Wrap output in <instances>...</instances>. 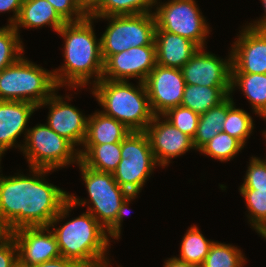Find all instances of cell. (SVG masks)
<instances>
[{
  "instance_id": "obj_1",
  "label": "cell",
  "mask_w": 266,
  "mask_h": 267,
  "mask_svg": "<svg viewBox=\"0 0 266 267\" xmlns=\"http://www.w3.org/2000/svg\"><path fill=\"white\" fill-rule=\"evenodd\" d=\"M29 171L32 176L19 172L5 177L0 174V218L11 232L22 227L49 226L69 200L68 192L45 179L54 170Z\"/></svg>"
},
{
  "instance_id": "obj_2",
  "label": "cell",
  "mask_w": 266,
  "mask_h": 267,
  "mask_svg": "<svg viewBox=\"0 0 266 267\" xmlns=\"http://www.w3.org/2000/svg\"><path fill=\"white\" fill-rule=\"evenodd\" d=\"M93 21L87 16L82 21L65 23L57 32L64 39V64L53 69L59 89L64 86L69 90L81 89L102 79L104 60Z\"/></svg>"
},
{
  "instance_id": "obj_3",
  "label": "cell",
  "mask_w": 266,
  "mask_h": 267,
  "mask_svg": "<svg viewBox=\"0 0 266 267\" xmlns=\"http://www.w3.org/2000/svg\"><path fill=\"white\" fill-rule=\"evenodd\" d=\"M74 205L68 200L49 224L54 233L62 257L72 259L87 267H110L108 249L110 239L106 229L89 212L60 224L69 217ZM56 227V228H55Z\"/></svg>"
},
{
  "instance_id": "obj_4",
  "label": "cell",
  "mask_w": 266,
  "mask_h": 267,
  "mask_svg": "<svg viewBox=\"0 0 266 267\" xmlns=\"http://www.w3.org/2000/svg\"><path fill=\"white\" fill-rule=\"evenodd\" d=\"M91 93L107 116L123 123L131 131H145L153 120L146 86L138 81L135 87L129 81L101 79L92 86Z\"/></svg>"
},
{
  "instance_id": "obj_5",
  "label": "cell",
  "mask_w": 266,
  "mask_h": 267,
  "mask_svg": "<svg viewBox=\"0 0 266 267\" xmlns=\"http://www.w3.org/2000/svg\"><path fill=\"white\" fill-rule=\"evenodd\" d=\"M59 88L49 71L22 55L0 71V100L26 101L37 107Z\"/></svg>"
},
{
  "instance_id": "obj_6",
  "label": "cell",
  "mask_w": 266,
  "mask_h": 267,
  "mask_svg": "<svg viewBox=\"0 0 266 267\" xmlns=\"http://www.w3.org/2000/svg\"><path fill=\"white\" fill-rule=\"evenodd\" d=\"M77 165L81 171L89 199L82 200L74 194H69V201L75 208L76 206H88L87 212L91 213L107 229L115 221L118 209L130 193L118 185L113 173L93 170L86 167L81 161Z\"/></svg>"
},
{
  "instance_id": "obj_7",
  "label": "cell",
  "mask_w": 266,
  "mask_h": 267,
  "mask_svg": "<svg viewBox=\"0 0 266 267\" xmlns=\"http://www.w3.org/2000/svg\"><path fill=\"white\" fill-rule=\"evenodd\" d=\"M29 168L62 169L80 162L79 150L46 123L29 128L21 151Z\"/></svg>"
},
{
  "instance_id": "obj_8",
  "label": "cell",
  "mask_w": 266,
  "mask_h": 267,
  "mask_svg": "<svg viewBox=\"0 0 266 267\" xmlns=\"http://www.w3.org/2000/svg\"><path fill=\"white\" fill-rule=\"evenodd\" d=\"M91 18L108 20L106 30L100 36L104 61L109 56L121 53L131 47L155 45L156 19L154 13Z\"/></svg>"
},
{
  "instance_id": "obj_9",
  "label": "cell",
  "mask_w": 266,
  "mask_h": 267,
  "mask_svg": "<svg viewBox=\"0 0 266 267\" xmlns=\"http://www.w3.org/2000/svg\"><path fill=\"white\" fill-rule=\"evenodd\" d=\"M160 166L144 131H131L121 141V161L113 172L120 187L130 194H140L143 186Z\"/></svg>"
},
{
  "instance_id": "obj_10",
  "label": "cell",
  "mask_w": 266,
  "mask_h": 267,
  "mask_svg": "<svg viewBox=\"0 0 266 267\" xmlns=\"http://www.w3.org/2000/svg\"><path fill=\"white\" fill-rule=\"evenodd\" d=\"M158 1L156 0L157 7L153 10L156 19L155 31H167L185 37L200 48L206 46L211 27L196 0H168L165 3Z\"/></svg>"
},
{
  "instance_id": "obj_11",
  "label": "cell",
  "mask_w": 266,
  "mask_h": 267,
  "mask_svg": "<svg viewBox=\"0 0 266 267\" xmlns=\"http://www.w3.org/2000/svg\"><path fill=\"white\" fill-rule=\"evenodd\" d=\"M144 84L154 115H163L169 109L181 106L186 85L181 69L156 64Z\"/></svg>"
},
{
  "instance_id": "obj_12",
  "label": "cell",
  "mask_w": 266,
  "mask_h": 267,
  "mask_svg": "<svg viewBox=\"0 0 266 267\" xmlns=\"http://www.w3.org/2000/svg\"><path fill=\"white\" fill-rule=\"evenodd\" d=\"M155 65L156 45L131 47L104 61L102 79L129 81L136 78L144 83Z\"/></svg>"
},
{
  "instance_id": "obj_13",
  "label": "cell",
  "mask_w": 266,
  "mask_h": 267,
  "mask_svg": "<svg viewBox=\"0 0 266 267\" xmlns=\"http://www.w3.org/2000/svg\"><path fill=\"white\" fill-rule=\"evenodd\" d=\"M18 249V267H32L61 257L49 226L22 227L11 232Z\"/></svg>"
},
{
  "instance_id": "obj_14",
  "label": "cell",
  "mask_w": 266,
  "mask_h": 267,
  "mask_svg": "<svg viewBox=\"0 0 266 267\" xmlns=\"http://www.w3.org/2000/svg\"><path fill=\"white\" fill-rule=\"evenodd\" d=\"M199 48L181 68L187 85L231 87L232 53L223 59Z\"/></svg>"
},
{
  "instance_id": "obj_15",
  "label": "cell",
  "mask_w": 266,
  "mask_h": 267,
  "mask_svg": "<svg viewBox=\"0 0 266 267\" xmlns=\"http://www.w3.org/2000/svg\"><path fill=\"white\" fill-rule=\"evenodd\" d=\"M57 94L58 91L56 90L38 106V109L48 106L49 113L46 124L79 150V146H82L86 137L88 117L83 115L77 107L67 102V100L72 99L70 94L66 95L65 98Z\"/></svg>"
},
{
  "instance_id": "obj_16",
  "label": "cell",
  "mask_w": 266,
  "mask_h": 267,
  "mask_svg": "<svg viewBox=\"0 0 266 267\" xmlns=\"http://www.w3.org/2000/svg\"><path fill=\"white\" fill-rule=\"evenodd\" d=\"M144 132L161 168L169 166L172 159L195 149L193 139L174 127L163 115H154Z\"/></svg>"
},
{
  "instance_id": "obj_17",
  "label": "cell",
  "mask_w": 266,
  "mask_h": 267,
  "mask_svg": "<svg viewBox=\"0 0 266 267\" xmlns=\"http://www.w3.org/2000/svg\"><path fill=\"white\" fill-rule=\"evenodd\" d=\"M231 46V73L266 74V29L246 24Z\"/></svg>"
},
{
  "instance_id": "obj_18",
  "label": "cell",
  "mask_w": 266,
  "mask_h": 267,
  "mask_svg": "<svg viewBox=\"0 0 266 267\" xmlns=\"http://www.w3.org/2000/svg\"><path fill=\"white\" fill-rule=\"evenodd\" d=\"M38 107L26 101L0 100V161L5 151L17 148L21 151L23 144H18L17 138L24 134L26 139L28 122Z\"/></svg>"
},
{
  "instance_id": "obj_19",
  "label": "cell",
  "mask_w": 266,
  "mask_h": 267,
  "mask_svg": "<svg viewBox=\"0 0 266 267\" xmlns=\"http://www.w3.org/2000/svg\"><path fill=\"white\" fill-rule=\"evenodd\" d=\"M156 64L181 69L200 48L191 40L167 31H155Z\"/></svg>"
},
{
  "instance_id": "obj_20",
  "label": "cell",
  "mask_w": 266,
  "mask_h": 267,
  "mask_svg": "<svg viewBox=\"0 0 266 267\" xmlns=\"http://www.w3.org/2000/svg\"><path fill=\"white\" fill-rule=\"evenodd\" d=\"M65 23L47 0H23L19 16L13 27L19 35L21 27L40 29L43 26H49L57 33Z\"/></svg>"
},
{
  "instance_id": "obj_21",
  "label": "cell",
  "mask_w": 266,
  "mask_h": 267,
  "mask_svg": "<svg viewBox=\"0 0 266 267\" xmlns=\"http://www.w3.org/2000/svg\"><path fill=\"white\" fill-rule=\"evenodd\" d=\"M131 132L123 123L101 111L88 115L86 137L83 144L121 142Z\"/></svg>"
},
{
  "instance_id": "obj_22",
  "label": "cell",
  "mask_w": 266,
  "mask_h": 267,
  "mask_svg": "<svg viewBox=\"0 0 266 267\" xmlns=\"http://www.w3.org/2000/svg\"><path fill=\"white\" fill-rule=\"evenodd\" d=\"M81 147L79 149L80 161L93 170L113 173L121 161V142L82 144Z\"/></svg>"
},
{
  "instance_id": "obj_23",
  "label": "cell",
  "mask_w": 266,
  "mask_h": 267,
  "mask_svg": "<svg viewBox=\"0 0 266 267\" xmlns=\"http://www.w3.org/2000/svg\"><path fill=\"white\" fill-rule=\"evenodd\" d=\"M241 90L254 114L266 116V74L231 73V92Z\"/></svg>"
},
{
  "instance_id": "obj_24",
  "label": "cell",
  "mask_w": 266,
  "mask_h": 267,
  "mask_svg": "<svg viewBox=\"0 0 266 267\" xmlns=\"http://www.w3.org/2000/svg\"><path fill=\"white\" fill-rule=\"evenodd\" d=\"M231 87L185 85L181 106L201 115L218 106L229 95Z\"/></svg>"
},
{
  "instance_id": "obj_25",
  "label": "cell",
  "mask_w": 266,
  "mask_h": 267,
  "mask_svg": "<svg viewBox=\"0 0 266 267\" xmlns=\"http://www.w3.org/2000/svg\"><path fill=\"white\" fill-rule=\"evenodd\" d=\"M235 104L230 94L218 106L209 109L199 117L196 135L193 138L195 150H199L219 132H223V124L226 120L227 111Z\"/></svg>"
},
{
  "instance_id": "obj_26",
  "label": "cell",
  "mask_w": 266,
  "mask_h": 267,
  "mask_svg": "<svg viewBox=\"0 0 266 267\" xmlns=\"http://www.w3.org/2000/svg\"><path fill=\"white\" fill-rule=\"evenodd\" d=\"M180 243V255L177 259L201 266L214 241L206 239L197 225L186 230Z\"/></svg>"
},
{
  "instance_id": "obj_27",
  "label": "cell",
  "mask_w": 266,
  "mask_h": 267,
  "mask_svg": "<svg viewBox=\"0 0 266 267\" xmlns=\"http://www.w3.org/2000/svg\"><path fill=\"white\" fill-rule=\"evenodd\" d=\"M156 0H102L88 15L89 17H106L153 13Z\"/></svg>"
},
{
  "instance_id": "obj_28",
  "label": "cell",
  "mask_w": 266,
  "mask_h": 267,
  "mask_svg": "<svg viewBox=\"0 0 266 267\" xmlns=\"http://www.w3.org/2000/svg\"><path fill=\"white\" fill-rule=\"evenodd\" d=\"M242 149H244V145L238 139L228 133L219 132L198 151L211 159L228 162L233 160Z\"/></svg>"
},
{
  "instance_id": "obj_29",
  "label": "cell",
  "mask_w": 266,
  "mask_h": 267,
  "mask_svg": "<svg viewBox=\"0 0 266 267\" xmlns=\"http://www.w3.org/2000/svg\"><path fill=\"white\" fill-rule=\"evenodd\" d=\"M243 251L237 246L214 241L200 267H244Z\"/></svg>"
},
{
  "instance_id": "obj_30",
  "label": "cell",
  "mask_w": 266,
  "mask_h": 267,
  "mask_svg": "<svg viewBox=\"0 0 266 267\" xmlns=\"http://www.w3.org/2000/svg\"><path fill=\"white\" fill-rule=\"evenodd\" d=\"M244 197L248 222L261 235L266 233V190H239Z\"/></svg>"
},
{
  "instance_id": "obj_31",
  "label": "cell",
  "mask_w": 266,
  "mask_h": 267,
  "mask_svg": "<svg viewBox=\"0 0 266 267\" xmlns=\"http://www.w3.org/2000/svg\"><path fill=\"white\" fill-rule=\"evenodd\" d=\"M252 116L235 104L227 111L226 120L223 124V132L238 139L244 146L254 129Z\"/></svg>"
},
{
  "instance_id": "obj_32",
  "label": "cell",
  "mask_w": 266,
  "mask_h": 267,
  "mask_svg": "<svg viewBox=\"0 0 266 267\" xmlns=\"http://www.w3.org/2000/svg\"><path fill=\"white\" fill-rule=\"evenodd\" d=\"M23 52V41L14 27H0V71L16 62Z\"/></svg>"
},
{
  "instance_id": "obj_33",
  "label": "cell",
  "mask_w": 266,
  "mask_h": 267,
  "mask_svg": "<svg viewBox=\"0 0 266 267\" xmlns=\"http://www.w3.org/2000/svg\"><path fill=\"white\" fill-rule=\"evenodd\" d=\"M163 116L192 139L196 135L200 115L191 109L177 106L169 109Z\"/></svg>"
},
{
  "instance_id": "obj_34",
  "label": "cell",
  "mask_w": 266,
  "mask_h": 267,
  "mask_svg": "<svg viewBox=\"0 0 266 267\" xmlns=\"http://www.w3.org/2000/svg\"><path fill=\"white\" fill-rule=\"evenodd\" d=\"M250 158L239 190H266V160L256 156Z\"/></svg>"
},
{
  "instance_id": "obj_35",
  "label": "cell",
  "mask_w": 266,
  "mask_h": 267,
  "mask_svg": "<svg viewBox=\"0 0 266 267\" xmlns=\"http://www.w3.org/2000/svg\"><path fill=\"white\" fill-rule=\"evenodd\" d=\"M52 4L59 16L66 22H78L88 15L80 7L77 0H47Z\"/></svg>"
},
{
  "instance_id": "obj_36",
  "label": "cell",
  "mask_w": 266,
  "mask_h": 267,
  "mask_svg": "<svg viewBox=\"0 0 266 267\" xmlns=\"http://www.w3.org/2000/svg\"><path fill=\"white\" fill-rule=\"evenodd\" d=\"M138 194H130L121 204V207L118 209L115 221L106 229L108 238L111 240L115 239L118 240L121 237V227H122V222L127 214V212L130 210L129 204L132 203L131 201L135 200L137 198Z\"/></svg>"
},
{
  "instance_id": "obj_37",
  "label": "cell",
  "mask_w": 266,
  "mask_h": 267,
  "mask_svg": "<svg viewBox=\"0 0 266 267\" xmlns=\"http://www.w3.org/2000/svg\"><path fill=\"white\" fill-rule=\"evenodd\" d=\"M0 267H18V249L12 235L0 245Z\"/></svg>"
},
{
  "instance_id": "obj_38",
  "label": "cell",
  "mask_w": 266,
  "mask_h": 267,
  "mask_svg": "<svg viewBox=\"0 0 266 267\" xmlns=\"http://www.w3.org/2000/svg\"><path fill=\"white\" fill-rule=\"evenodd\" d=\"M23 0H0V13L13 12L12 17L8 19L7 25L13 26L19 16Z\"/></svg>"
},
{
  "instance_id": "obj_39",
  "label": "cell",
  "mask_w": 266,
  "mask_h": 267,
  "mask_svg": "<svg viewBox=\"0 0 266 267\" xmlns=\"http://www.w3.org/2000/svg\"><path fill=\"white\" fill-rule=\"evenodd\" d=\"M32 267H87L84 264L64 257H59Z\"/></svg>"
},
{
  "instance_id": "obj_40",
  "label": "cell",
  "mask_w": 266,
  "mask_h": 267,
  "mask_svg": "<svg viewBox=\"0 0 266 267\" xmlns=\"http://www.w3.org/2000/svg\"><path fill=\"white\" fill-rule=\"evenodd\" d=\"M163 267H200V266L181 261L177 259L176 256H174L165 260Z\"/></svg>"
},
{
  "instance_id": "obj_41",
  "label": "cell",
  "mask_w": 266,
  "mask_h": 267,
  "mask_svg": "<svg viewBox=\"0 0 266 267\" xmlns=\"http://www.w3.org/2000/svg\"><path fill=\"white\" fill-rule=\"evenodd\" d=\"M261 3L264 9V15L262 17L260 16L259 19L252 21L253 23H247L248 27L254 29H266V0H261Z\"/></svg>"
},
{
  "instance_id": "obj_42",
  "label": "cell",
  "mask_w": 266,
  "mask_h": 267,
  "mask_svg": "<svg viewBox=\"0 0 266 267\" xmlns=\"http://www.w3.org/2000/svg\"><path fill=\"white\" fill-rule=\"evenodd\" d=\"M84 12L89 15L102 0H77Z\"/></svg>"
},
{
  "instance_id": "obj_43",
  "label": "cell",
  "mask_w": 266,
  "mask_h": 267,
  "mask_svg": "<svg viewBox=\"0 0 266 267\" xmlns=\"http://www.w3.org/2000/svg\"><path fill=\"white\" fill-rule=\"evenodd\" d=\"M11 236L8 225L0 218V245Z\"/></svg>"
},
{
  "instance_id": "obj_44",
  "label": "cell",
  "mask_w": 266,
  "mask_h": 267,
  "mask_svg": "<svg viewBox=\"0 0 266 267\" xmlns=\"http://www.w3.org/2000/svg\"><path fill=\"white\" fill-rule=\"evenodd\" d=\"M262 119H264V121L266 120V116H263ZM263 136L265 137L264 139L266 140V129L263 130Z\"/></svg>"
}]
</instances>
